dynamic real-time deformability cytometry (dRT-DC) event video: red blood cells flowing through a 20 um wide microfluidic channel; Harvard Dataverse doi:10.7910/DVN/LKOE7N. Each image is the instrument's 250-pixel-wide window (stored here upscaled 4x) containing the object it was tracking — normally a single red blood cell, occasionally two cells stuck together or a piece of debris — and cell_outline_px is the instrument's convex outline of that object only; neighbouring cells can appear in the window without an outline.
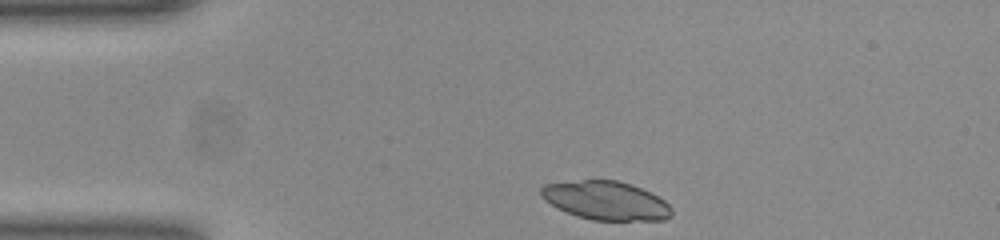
{"species": "common noctule bat (a hibernating species)", "species_latin": "Nyctalus noctula", "temperature_condition": "room temperature", "stored_images_in_passage": 33, "camera_frame_rate_fps": 3000, "um_per_image_px": 0.085, "animal": {"sex": "female", "body_mass_g": 23.0, "forearm_length_mm": 53.4}, "frame": {"image": 1, "passage_image": 1, "time_ms": 0.0, "image_size_px": [1000, 240], "cell_outline_px": [[672, 216], [664, 220], [592, 220], [576, 216], [556, 208], [544, 200], [540, 196], [540, 188], [544, 184], [584, 180], [616, 180], [632, 184], [664, 200], [672, 208]], "centroid_in_image_um": [51.47, 17.05], "position_along_channel_um": 33.5, "area_um2": 29.48}}
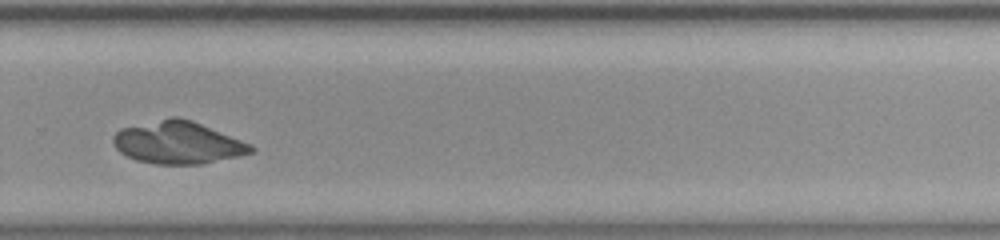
{"frame": {"image": 2, "passage_image": 26, "time_ms": 8.333, "image_size_px": [1000, 240], "cell_outline_px": [[256, 148], [252, 152], [240, 156], [200, 164], [152, 164], [136, 160], [120, 152], [116, 148], [112, 140], [112, 136], [120, 128], [172, 116], [176, 116], [192, 120], [252, 144]], "centroid_in_image_um": [15.12, 12.12], "position_along_channel_um": 314.7, "area_um2": 34.16}}
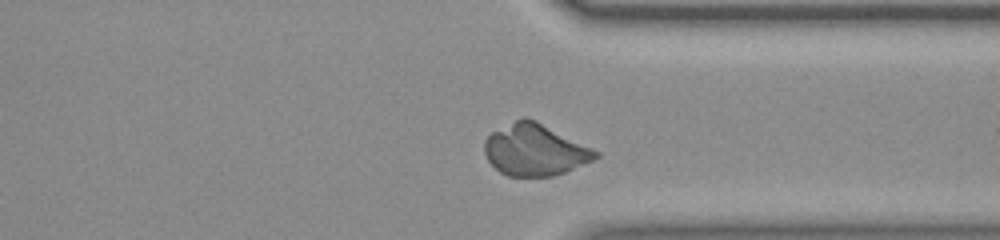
{"frame": {"image": 3, "passage_image": 30, "time_ms": 9.667, "image_size_px": [1000, 240], "cell_outline_px": [[600, 156], [592, 160], [564, 172], [552, 176], [508, 176], [500, 172], [488, 160], [484, 152], [484, 140], [492, 132], [524, 116], [536, 120], [600, 152]], "centroid_in_image_um": [45.45, 12.74], "position_along_channel_um": 365.9, "area_um2": 33.06}}